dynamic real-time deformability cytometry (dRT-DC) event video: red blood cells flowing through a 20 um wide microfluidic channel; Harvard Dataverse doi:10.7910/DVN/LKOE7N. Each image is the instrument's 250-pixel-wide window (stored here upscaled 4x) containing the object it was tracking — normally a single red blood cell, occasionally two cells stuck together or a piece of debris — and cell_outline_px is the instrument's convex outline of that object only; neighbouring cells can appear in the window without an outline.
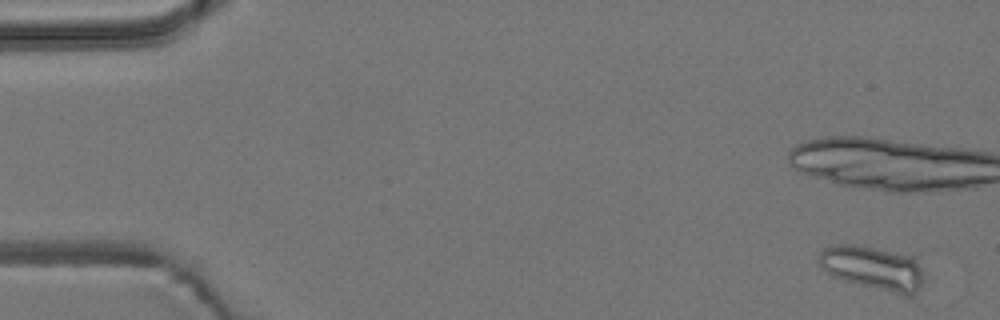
{"species": "common noctule bat (a hibernating species)", "species_latin": "Nyctalus noctula", "temperature_condition": "room temperature", "stored_images_in_passage": 5, "camera_frame_rate_fps": 3000, "um_per_image_px": 0.085, "animal": {"sex": "male", "body_mass_g": 19.2, "forearm_length_mm": 51.8}, "frame": {"image": 1, "passage_image": 1, "time_ms": 0.0, "image_size_px": [1000, 320], "cell_outline_px": [[920, 288], [912, 296], [900, 296], [844, 280], [832, 276], [816, 260], [820, 252], [824, 248], [832, 244], [852, 244], [916, 256], [920, 268]], "centroid_in_image_um": [74.18, 22.78], "position_along_channel_um": 10.8, "area_um2": 26.88}}